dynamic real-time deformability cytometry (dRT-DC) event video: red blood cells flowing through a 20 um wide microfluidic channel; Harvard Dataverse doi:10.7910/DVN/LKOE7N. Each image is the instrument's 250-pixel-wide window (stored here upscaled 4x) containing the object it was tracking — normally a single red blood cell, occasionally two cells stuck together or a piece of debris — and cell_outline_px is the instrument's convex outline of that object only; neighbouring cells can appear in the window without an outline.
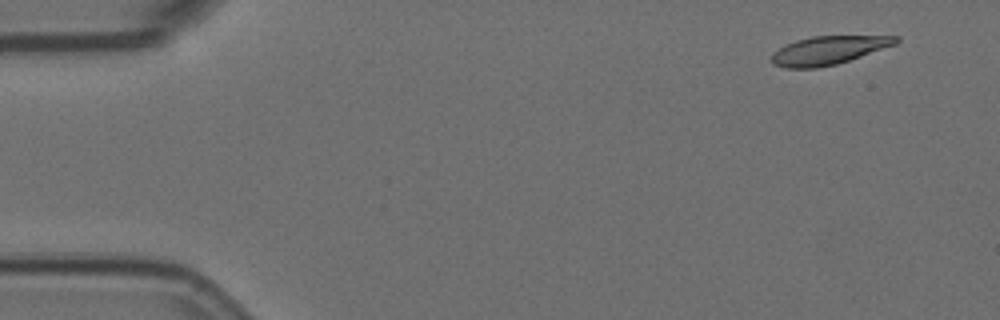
{"species": "Egyptian fruit bat (a non-hibernating species)", "species_latin": "Rousettus aegyptiacus", "temperature_condition": "room temperature", "stored_images_in_passage": 6, "camera_frame_rate_fps": 3000, "um_per_image_px": 0.085, "animal": {"sex": "female"}, "frame": {"image": 1, "passage_image": 1, "time_ms": 0.0, "image_size_px": [1000, 320], "cell_outline_px": [[900, 40], [896, 44], [836, 64], [816, 68], [784, 68], [772, 64], [772, 52], [784, 44], [796, 40], [812, 36], [900, 36]], "centroid_in_image_um": [70.37, 4.27], "position_along_channel_um": 14.6, "area_um2": 20.52}}
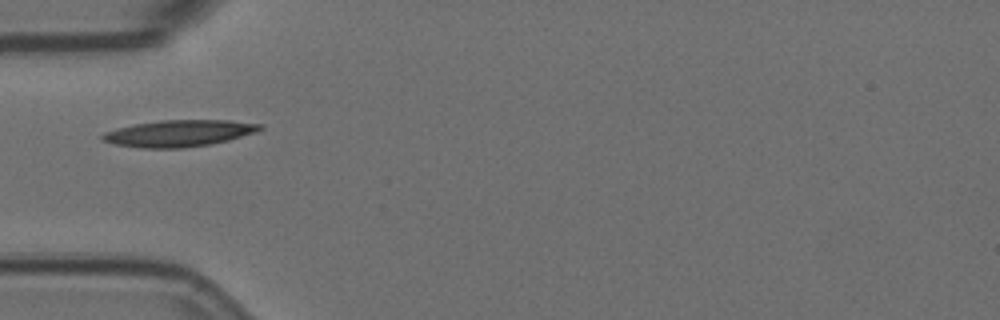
{"frame": {"image": 2, "passage_image": 5, "time_ms": 1.333, "image_size_px": [1000, 320], "cell_outline_px": [[264, 128], [256, 132], [228, 140], [208, 144], [180, 148], [140, 148], [116, 144], [100, 140], [100, 136], [104, 132], [116, 128], [136, 124], [160, 120], [228, 120], [264, 124]], "centroid_in_image_um": [15.2, 11.32], "position_along_channel_um": 69.8, "area_um2": 24.39}}
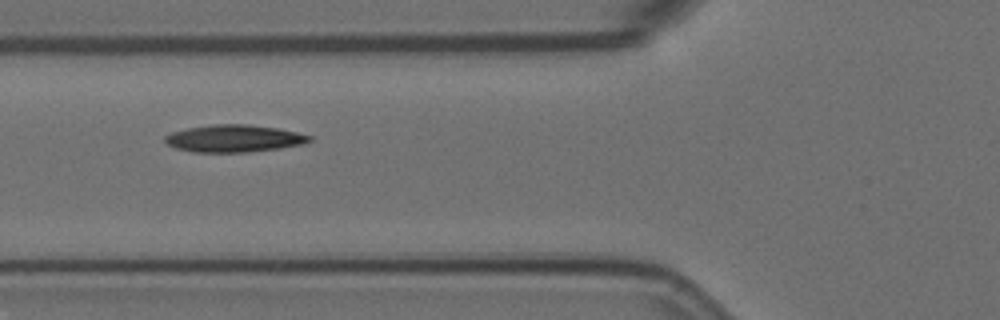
{"frame": {"image": 3, "passage_image": 6, "time_ms": 1.667, "image_size_px": [1000, 320], "cell_outline_px": [[312, 140], [304, 144], [280, 148], [244, 152], [192, 152], [176, 148], [168, 144], [164, 140], [164, 136], [172, 132], [188, 128], [212, 124], [248, 124], [276, 128], [296, 132], [312, 136]], "centroid_in_image_um": [19.89, 11.77], "position_along_channel_um": 105.9, "area_um2": 22.89}}